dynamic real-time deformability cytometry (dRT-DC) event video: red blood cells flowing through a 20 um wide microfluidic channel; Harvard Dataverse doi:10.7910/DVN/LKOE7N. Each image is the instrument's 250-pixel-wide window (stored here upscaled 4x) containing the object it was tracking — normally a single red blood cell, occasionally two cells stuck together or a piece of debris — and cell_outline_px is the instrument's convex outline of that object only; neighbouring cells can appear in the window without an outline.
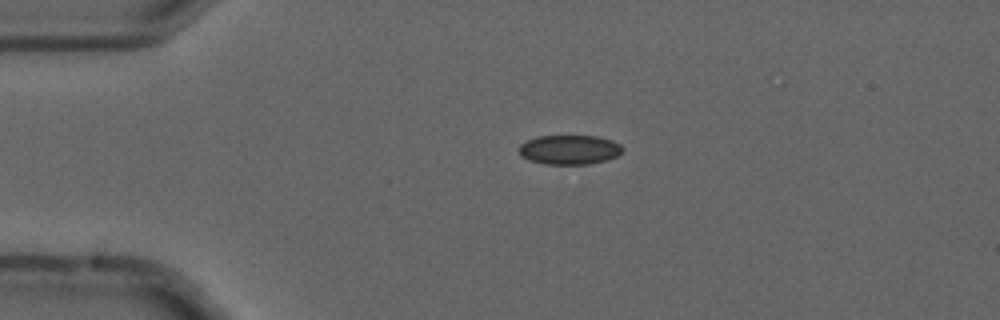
{"species": "common noctule bat (a hibernating species)", "species_latin": "Nyctalus noctula", "temperature_condition": "cold", "stored_images_in_passage": 2, "camera_frame_rate_fps": 3000, "um_per_image_px": 0.085, "animal": {"sex": "male", "forearm_length_mm": 52.5}, "frame": {"image": 1, "passage_image": 1, "time_ms": 0.0, "image_size_px": [1000, 320], "cell_outline_px": [[624, 148], [616, 156], [608, 160], [588, 164], [544, 164], [528, 160], [520, 156], [516, 148], [520, 144], [536, 136], [596, 136], [612, 140], [620, 144]], "centroid_in_image_um": [48.36, 12.73], "position_along_channel_um": 36.6, "area_um2": 17.98}}